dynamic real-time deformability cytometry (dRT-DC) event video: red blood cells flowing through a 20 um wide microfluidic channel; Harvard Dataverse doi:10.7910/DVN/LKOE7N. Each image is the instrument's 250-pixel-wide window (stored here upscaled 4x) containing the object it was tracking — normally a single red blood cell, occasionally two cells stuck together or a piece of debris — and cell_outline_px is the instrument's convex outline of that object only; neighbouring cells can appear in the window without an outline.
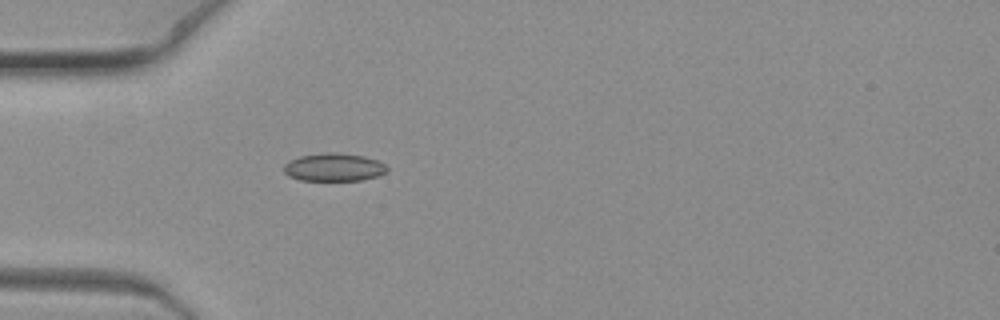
{"species": "common noctule bat (a hibernating species)", "species_latin": "Nyctalus noctula", "temperature_condition": "warm", "stored_images_in_passage": 1, "camera_frame_rate_fps": 3000, "um_per_image_px": 0.085, "animal": {"sex": "female", "body_mass_g": 19.3, "forearm_length_mm": 54.1}, "frame": {"image": 1, "passage_image": 1, "time_ms": 0.0, "image_size_px": [1000, 320], "cell_outline_px": [[388, 172], [364, 180], [300, 180], [288, 176], [284, 172], [284, 164], [288, 160], [300, 156], [332, 152], [364, 156], [376, 160], [384, 164], [388, 168]], "centroid_in_image_um": [28.37, 14.22], "position_along_channel_um": 56.6, "area_um2": 16.76}}